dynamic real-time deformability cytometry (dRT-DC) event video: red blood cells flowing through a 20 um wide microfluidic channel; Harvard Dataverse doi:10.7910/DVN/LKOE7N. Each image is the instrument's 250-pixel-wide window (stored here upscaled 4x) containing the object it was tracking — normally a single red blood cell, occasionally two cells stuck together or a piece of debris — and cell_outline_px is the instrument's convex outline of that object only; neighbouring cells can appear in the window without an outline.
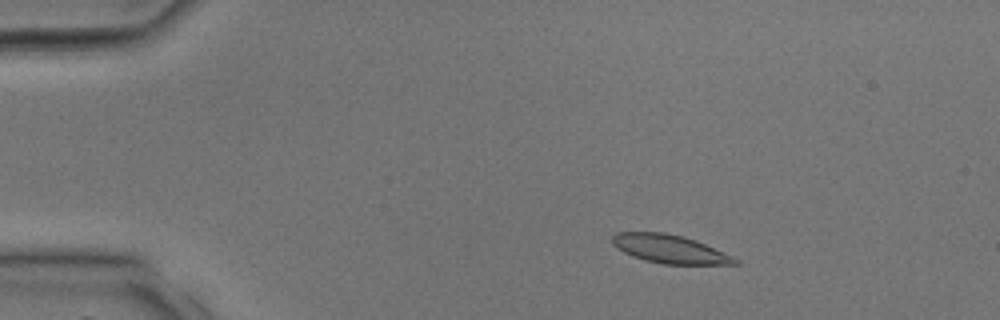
{"species": "common noctule bat (a hibernating species)", "species_latin": "Nyctalus noctula", "temperature_condition": "room temperature", "stored_images_in_passage": 33, "camera_frame_rate_fps": 3000, "um_per_image_px": 0.085, "animal": {"sex": "male", "body_mass_g": 17.9, "forearm_length_mm": 54.2}, "frame": {"image": 1, "passage_image": 5, "time_ms": 1.333, "image_size_px": [1000, 320], "cell_outline_px": [[740, 264], [664, 264], [644, 260], [632, 256], [616, 248], [612, 244], [612, 236], [616, 232], [664, 232], [684, 236], [696, 240], [732, 256], [740, 260]], "centroid_in_image_um": [56.91, 21.16], "position_along_channel_um": 28.1, "area_um2": 20.35}}
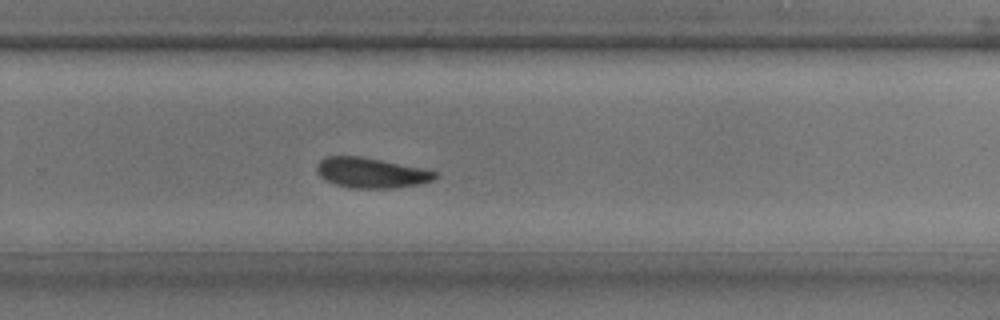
{"frame": {"image": 2, "passage_image": 22, "time_ms": 7.0, "image_size_px": [1000, 320], "cell_outline_px": [[436, 176], [432, 180], [420, 184], [396, 188], [352, 188], [336, 184], [324, 180], [316, 172], [316, 164], [324, 156], [360, 156], [420, 168], [436, 172]], "centroid_in_image_um": [31.47, 14.69], "position_along_channel_um": 298.3, "area_um2": 20.69}}
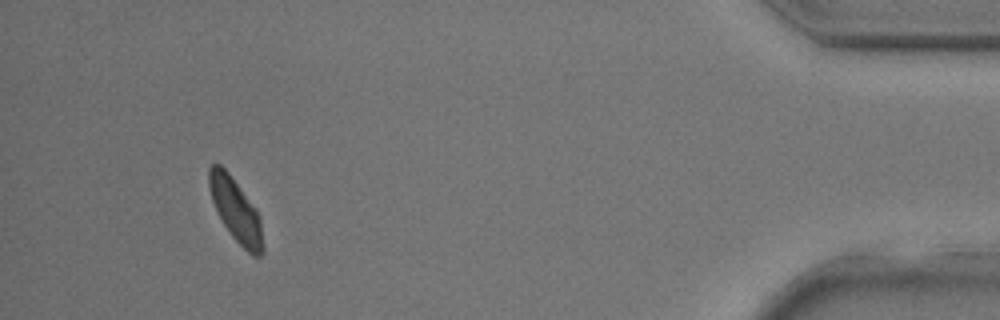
{"frame": {"image": 3, "passage_image": 31, "time_ms": 10.0, "image_size_px": [1000, 320], "cell_outline_px": [[264, 252], [260, 256], [252, 256], [232, 236], [224, 224], [212, 200], [208, 184], [208, 168], [212, 164], [220, 164], [228, 172], [256, 208], [260, 216], [264, 248]], "centroid_in_image_um": [20.06, 17.87], "position_along_channel_um": 415.1, "area_um2": 19.65}}